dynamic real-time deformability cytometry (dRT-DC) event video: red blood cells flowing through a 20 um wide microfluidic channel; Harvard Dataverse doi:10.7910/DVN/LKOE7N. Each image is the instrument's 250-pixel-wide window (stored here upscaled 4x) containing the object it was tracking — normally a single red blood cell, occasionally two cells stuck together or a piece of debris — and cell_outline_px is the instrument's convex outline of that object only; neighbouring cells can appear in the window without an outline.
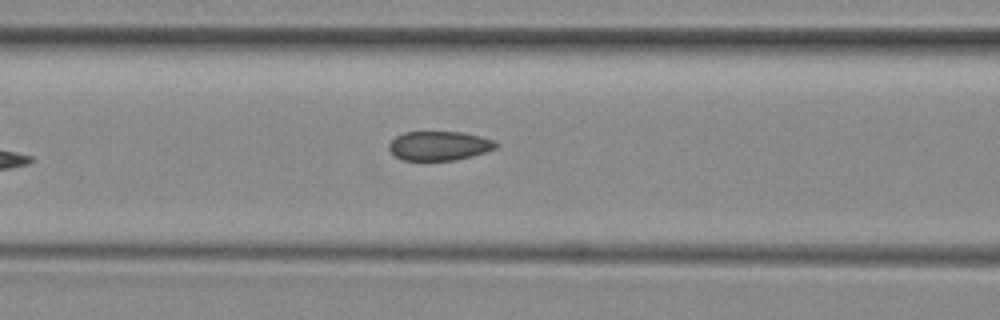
{"species": "common noctule bat (a hibernating species)", "species_latin": "Nyctalus noctula", "temperature_condition": "room temperature", "stored_images_in_passage": 6, "camera_frame_rate_fps": 3000, "um_per_image_px": 0.085, "animal": {"sex": "female", "body_mass_g": 29.2, "forearm_length_mm": 56.3}, "frame": {"image": 1, "passage_image": 5, "time_ms": 5.0, "image_size_px": [1000, 320], "cell_outline_px": [[500, 144], [496, 148], [472, 156], [456, 160], [404, 160], [396, 156], [388, 148], [388, 144], [396, 136], [404, 132], [464, 132], [480, 136], [492, 140]], "centroid_in_image_um": [37.34, 12.38], "position_along_channel_um": 129.3, "area_um2": 18.15}}